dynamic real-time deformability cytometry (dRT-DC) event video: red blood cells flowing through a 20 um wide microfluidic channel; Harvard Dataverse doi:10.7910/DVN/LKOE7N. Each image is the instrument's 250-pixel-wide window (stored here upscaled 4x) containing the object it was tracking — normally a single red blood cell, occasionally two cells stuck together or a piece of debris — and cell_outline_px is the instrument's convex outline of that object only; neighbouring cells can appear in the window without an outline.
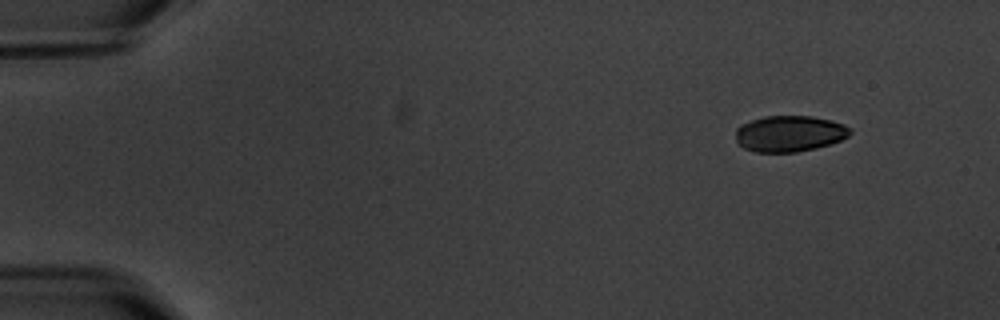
{"species": "common noctule bat (a hibernating species)", "species_latin": "Nyctalus noctula", "temperature_condition": "warm", "stored_images_in_passage": 5, "segment_of_instrument_passage": [1, 2], "camera_frame_rate_fps": 3000, "um_per_image_px": 0.085, "animal": {"sex": "male", "body_mass_g": 20.1, "forearm_length_mm": 53.5}, "frame": {"image": 1, "passage_image": 1, "time_ms": 0.0, "image_size_px": [1000, 320], "cell_outline_px": [[852, 132], [848, 136], [840, 140], [816, 148], [796, 152], [756, 152], [744, 148], [736, 140], [736, 128], [740, 124], [764, 116], [812, 116], [832, 120], [844, 124], [852, 128]], "centroid_in_image_um": [67.12, 11.35], "position_along_channel_um": 17.9, "area_um2": 24.16}}
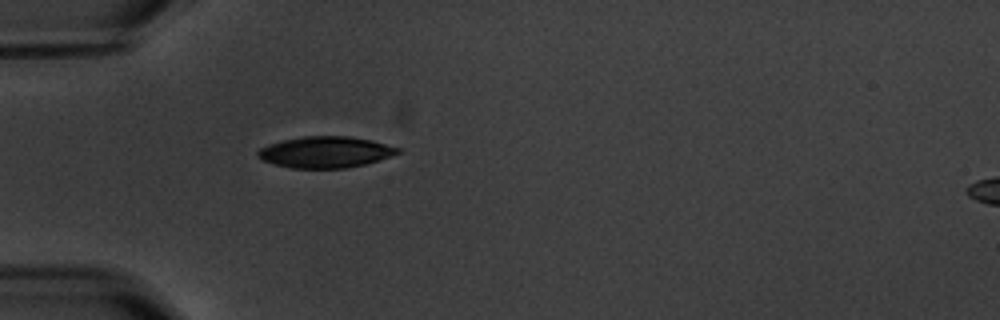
{"frame": {"image": 2, "passage_image": 4, "time_ms": 4.0, "image_size_px": [1000, 320], "cell_outline_px": [[400, 152], [364, 164], [344, 168], [288, 168], [264, 160], [256, 156], [256, 152], [260, 148], [268, 144], [284, 140], [304, 136], [348, 136], [372, 140], [400, 148]], "centroid_in_image_um": [27.62, 12.92], "position_along_channel_um": 57.4, "area_um2": 25.2}}